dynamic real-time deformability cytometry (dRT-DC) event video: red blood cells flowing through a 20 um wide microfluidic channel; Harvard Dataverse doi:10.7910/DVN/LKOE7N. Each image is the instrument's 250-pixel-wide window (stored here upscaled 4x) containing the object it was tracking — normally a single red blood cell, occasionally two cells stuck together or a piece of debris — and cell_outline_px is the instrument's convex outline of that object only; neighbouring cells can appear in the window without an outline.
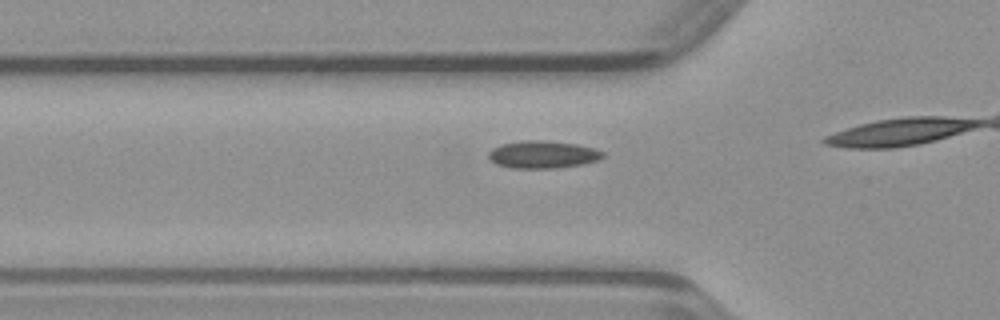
{"species": "common noctule bat (a hibernating species)", "species_latin": "Nyctalus noctula", "temperature_condition": "warm", "stored_images_in_passage": 11, "camera_frame_rate_fps": 3000, "um_per_image_px": 0.085, "animal": {"sex": "male", "body_mass_g": 23.1, "forearm_length_mm": 52.7}, "frame": {"image": 1, "passage_image": 7, "time_ms": 2.0, "image_size_px": [1000, 320], "cell_outline_px": [[604, 156], [600, 160], [584, 164], [556, 168], [512, 168], [496, 164], [488, 160], [488, 152], [492, 148], [500, 144], [520, 140], [544, 140], [576, 144], [596, 148], [604, 152]], "centroid_in_image_um": [46.13, 13.13], "position_along_channel_um": 79.7, "area_um2": 18.67}}
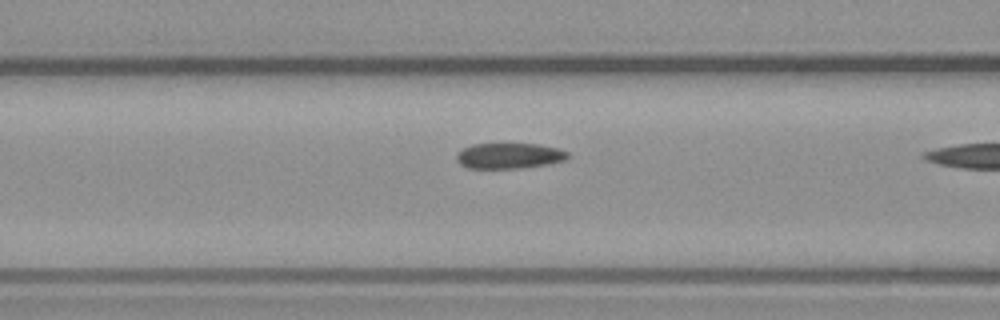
{"frame": {"image": 2, "passage_image": 10, "time_ms": 3.0, "image_size_px": [1000, 320], "cell_outline_px": [[568, 156], [564, 160], [548, 164], [520, 168], [468, 168], [460, 164], [456, 160], [456, 152], [472, 144], [540, 144], [560, 148], [568, 152]], "centroid_in_image_um": [43.27, 13.24], "position_along_channel_um": 123.3, "area_um2": 16.65}}